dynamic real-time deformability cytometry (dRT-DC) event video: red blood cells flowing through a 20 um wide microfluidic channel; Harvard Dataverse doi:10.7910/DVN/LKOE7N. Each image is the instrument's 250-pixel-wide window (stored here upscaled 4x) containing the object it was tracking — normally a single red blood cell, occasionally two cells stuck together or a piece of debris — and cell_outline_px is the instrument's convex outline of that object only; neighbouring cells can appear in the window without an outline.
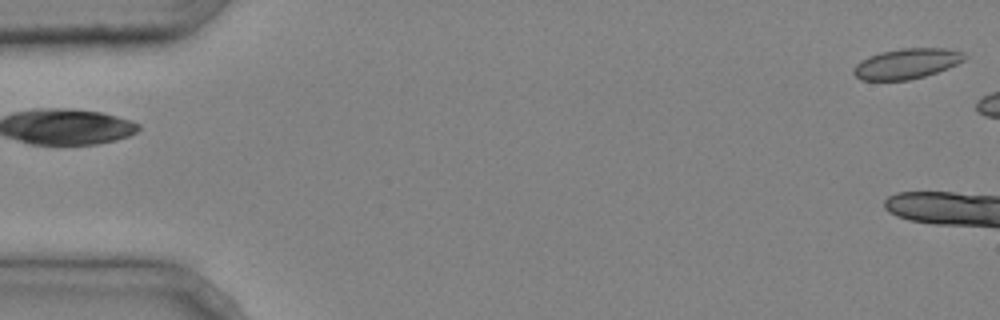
{"species": "common noctule bat (a hibernating species)", "species_latin": "Nyctalus noctula", "temperature_condition": "cold", "stored_images_in_passage": 3, "segment_of_instrument_passage": [2, 2], "camera_frame_rate_fps": 3000, "um_per_image_px": 0.085, "animal": {"sex": "male", "body_mass_g": 20.4}, "frame": {"image": 1, "passage_image": 3, "time_ms": 0.667, "image_size_px": [1000, 320], "cell_outline_px": [[968, 56], [964, 60], [948, 68], [924, 76], [908, 80], [860, 80], [852, 72], [852, 68], [860, 60], [868, 56], [880, 52], [900, 48], [944, 48], [964, 52]], "centroid_in_image_um": [77.05, 5.4], "position_along_channel_um": 8.0, "area_um2": 19.71}}